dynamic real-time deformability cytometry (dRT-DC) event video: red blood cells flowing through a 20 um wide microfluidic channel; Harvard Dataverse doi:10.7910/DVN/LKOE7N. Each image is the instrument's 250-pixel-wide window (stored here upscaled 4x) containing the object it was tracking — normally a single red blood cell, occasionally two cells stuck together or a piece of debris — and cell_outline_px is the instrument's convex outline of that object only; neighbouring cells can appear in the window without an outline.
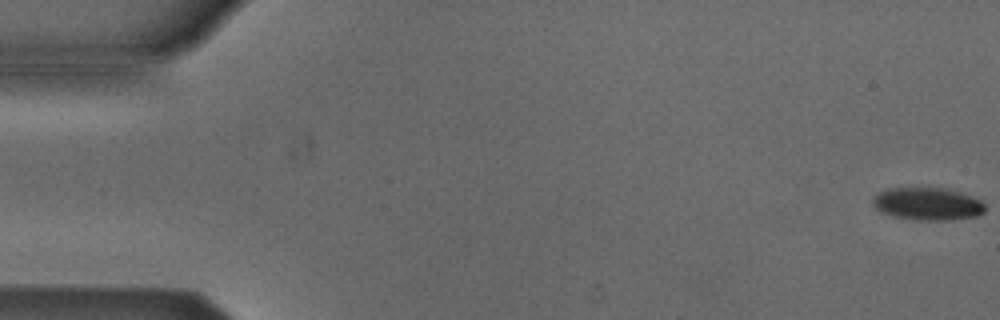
{"species": "Egyptian fruit bat (a non-hibernating species)", "species_latin": "Rousettus aegyptiacus", "temperature_condition": "cold", "stored_images_in_passage": 6, "camera_frame_rate_fps": 3000, "um_per_image_px": 0.085, "animal": {"sex": "male"}, "frame": {"image": 1, "passage_image": 1, "time_ms": 0.0, "image_size_px": [1000, 320], "cell_outline_px": [[984, 212], [976, 216], [952, 220], [916, 220], [892, 216], [880, 212], [872, 204], [872, 200], [880, 192], [888, 188], [944, 188], [960, 192], [972, 196], [980, 200], [984, 204]], "centroid_in_image_um": [78.84, 17.34], "position_along_channel_um": 6.2, "area_um2": 21.33}}
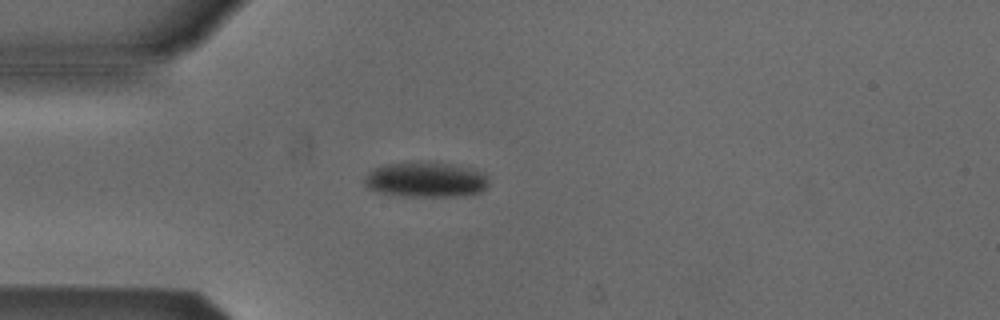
{"frame": {"image": 2, "passage_image": 5, "time_ms": 4.667, "image_size_px": [1000, 320], "cell_outline_px": [[488, 184], [480, 192], [472, 196], [400, 196], [376, 192], [368, 188], [364, 184], [364, 176], [372, 168], [384, 164], [428, 160], [452, 164], [472, 168], [484, 172], [488, 180]], "centroid_in_image_um": [36.18, 15.25], "position_along_channel_um": 48.8, "area_um2": 26.3}}